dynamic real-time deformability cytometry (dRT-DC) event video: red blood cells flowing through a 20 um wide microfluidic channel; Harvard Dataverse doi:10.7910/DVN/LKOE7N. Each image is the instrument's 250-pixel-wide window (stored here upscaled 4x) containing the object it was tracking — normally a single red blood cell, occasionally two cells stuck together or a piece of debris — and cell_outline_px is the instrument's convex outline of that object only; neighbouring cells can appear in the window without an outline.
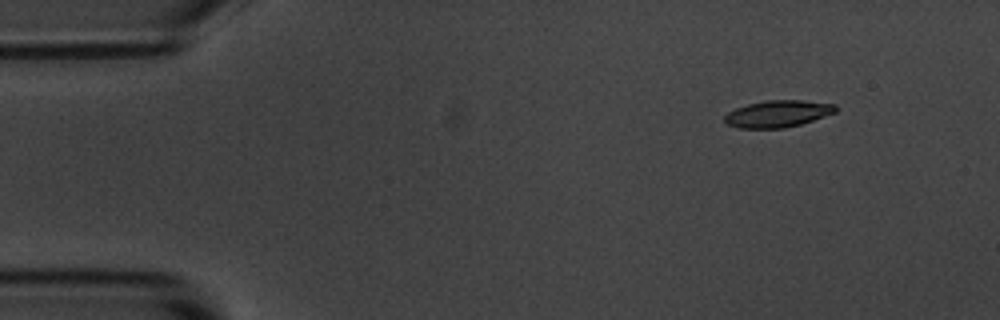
{"species": "common noctule bat (a hibernating species)", "species_latin": "Nyctalus noctula", "temperature_condition": "room temperature", "stored_images_in_passage": 50, "camera_frame_rate_fps": 3000, "um_per_image_px": 0.085, "animal": {"sex": "male", "body_mass_g": 20.1, "forearm_length_mm": 53.5}, "frame": {"image": 1, "passage_image": 1, "time_ms": 0.0, "image_size_px": [1000, 320], "cell_outline_px": [[836, 112], [800, 124], [784, 128], [740, 128], [728, 124], [724, 120], [724, 116], [728, 112], [736, 108], [748, 104], [764, 100], [804, 100], [836, 104]], "centroid_in_image_um": [66.11, 9.66], "position_along_channel_um": 18.9, "area_um2": 17.28}}
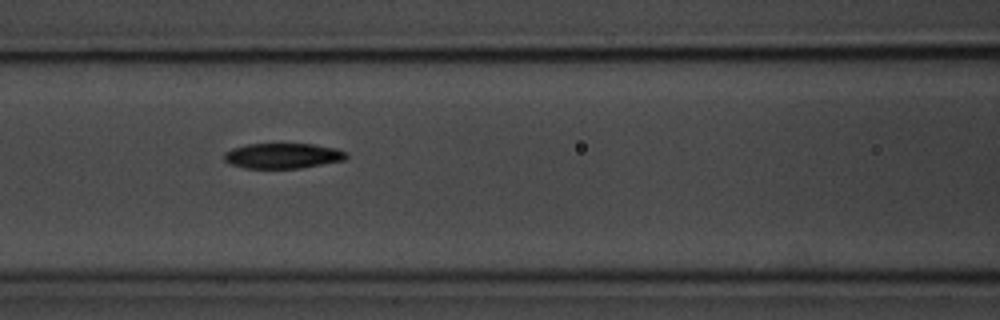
{"frame": {"image": 2, "passage_image": 18, "time_ms": 5.667, "image_size_px": [1000, 320], "cell_outline_px": [[348, 156], [344, 160], [300, 168], [244, 168], [228, 164], [224, 160], [224, 152], [232, 148], [248, 144], [312, 144], [336, 148], [348, 152]], "centroid_in_image_um": [24.02, 13.24], "position_along_channel_um": 142.6, "area_um2": 18.09}}
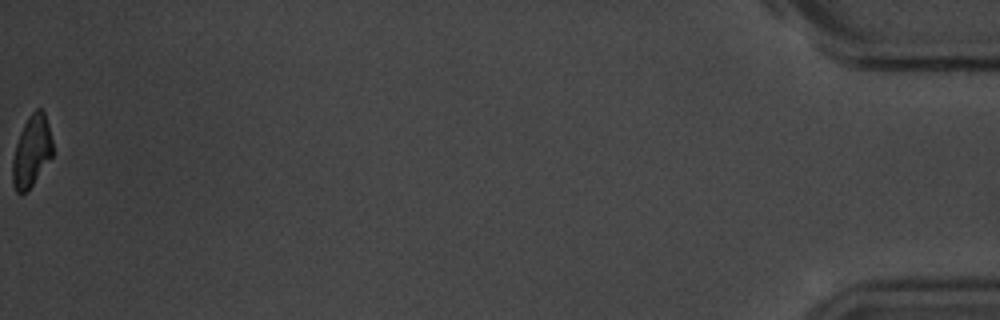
{"frame": {"image": 3, "passage_image": 50, "time_ms": 16.333, "image_size_px": [1000, 320], "cell_outline_px": [[52, 156], [32, 184], [20, 196], [16, 192], [12, 184], [12, 160], [16, 144], [20, 132], [28, 116], [36, 108], [40, 108], [44, 112], [48, 124], [52, 140]], "centroid_in_image_um": [2.66, 12.85], "position_along_channel_um": 432.5, "area_um2": 16.53}, "authors_computed_cell_mechanics": {"area_um2": 18.2648, "velocity_mm_per_s": 3.6692, "shape_relaxation_time_tau1_ms": 4.2178, "shape_relaxation_time_tau2_ms": null, "deformation_change_tau1": 0.1486, "deformation_change_tau2": null}}